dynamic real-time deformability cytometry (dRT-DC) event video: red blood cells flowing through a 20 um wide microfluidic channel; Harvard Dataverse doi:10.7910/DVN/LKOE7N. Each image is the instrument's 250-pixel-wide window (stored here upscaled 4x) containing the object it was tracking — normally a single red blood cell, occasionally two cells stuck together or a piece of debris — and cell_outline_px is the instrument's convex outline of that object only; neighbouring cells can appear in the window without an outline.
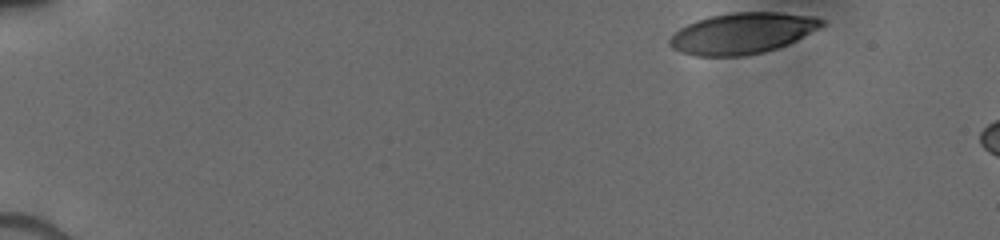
{"species": "human", "species_latin": "Homo sapiens", "temperature_condition": "cold", "stored_images_in_passage": 7, "camera_frame_rate_fps": 3000, "um_per_image_px": 0.085, "donor": {"sex": "male"}, "frame": {"image": 1, "passage_image": 1, "time_ms": 0.0, "image_size_px": [1000, 240], "cell_outline_px": [[828, 24], [788, 44], [764, 52], [740, 56], [696, 56], [680, 52], [672, 48], [668, 44], [668, 40], [680, 28], [696, 20], [708, 16], [732, 12], [776, 12], [816, 16], [824, 20]], "centroid_in_image_um": [63.11, 2.82], "position_along_channel_um": 21.9, "area_um2": 36.53}}